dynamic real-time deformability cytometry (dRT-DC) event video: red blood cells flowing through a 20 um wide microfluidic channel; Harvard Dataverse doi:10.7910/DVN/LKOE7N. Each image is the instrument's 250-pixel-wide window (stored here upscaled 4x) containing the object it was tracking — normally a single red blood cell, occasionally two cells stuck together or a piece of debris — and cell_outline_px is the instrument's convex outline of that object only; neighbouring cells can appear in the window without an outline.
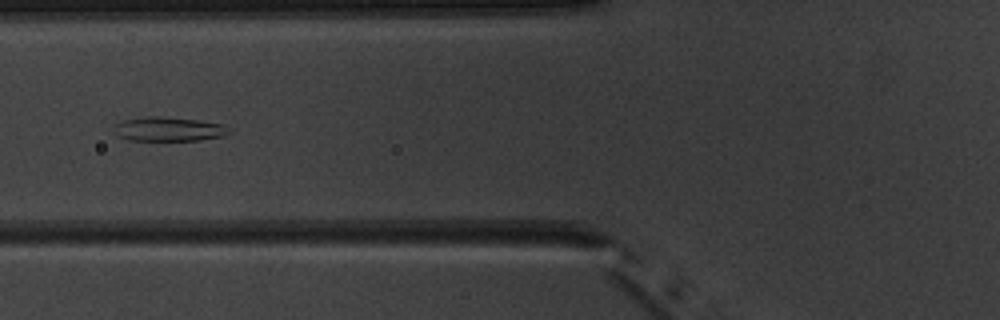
{"species": "common noctule bat (a hibernating species)", "species_latin": "Nyctalus noctula", "temperature_condition": "warm", "stored_images_in_passage": 3, "camera_frame_rate_fps": 3000, "um_per_image_px": 0.085, "animal": {"sex": "male", "body_mass_g": 20.1, "forearm_length_mm": 53.5}, "frame": {"image": 1, "passage_image": 3, "time_ms": 2.333, "image_size_px": [1000, 320], "cell_outline_px": [[232, 132], [224, 136], [200, 140], [128, 140], [120, 136], [112, 124], [124, 120], [148, 116], [164, 116], [200, 120], [224, 124]], "centroid_in_image_um": [14.39, 10.96], "position_along_channel_um": 111.4, "area_um2": 16.3}}